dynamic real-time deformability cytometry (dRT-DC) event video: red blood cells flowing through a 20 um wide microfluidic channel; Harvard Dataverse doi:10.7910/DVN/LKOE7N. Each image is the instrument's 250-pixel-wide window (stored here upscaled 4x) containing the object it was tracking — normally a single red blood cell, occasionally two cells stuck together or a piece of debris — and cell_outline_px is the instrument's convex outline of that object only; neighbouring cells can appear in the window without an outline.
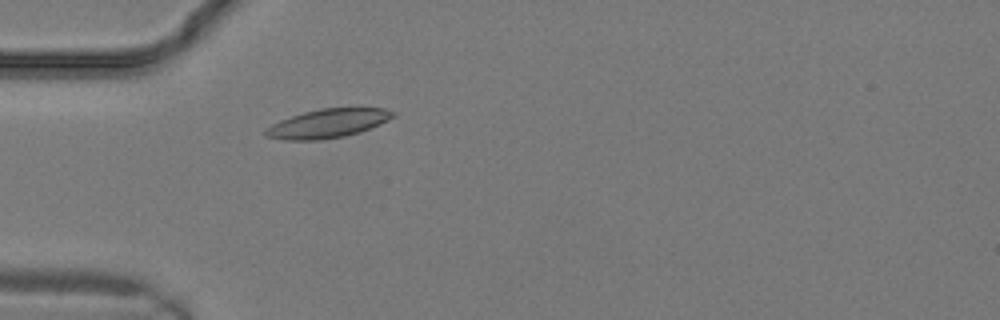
{"species": "common noctule bat (a hibernating species)", "species_latin": "Nyctalus noctula", "temperature_condition": "warm", "stored_images_in_passage": 6, "camera_frame_rate_fps": 3000, "um_per_image_px": 0.085, "animal": {"sex": "male", "body_mass_g": 19.2, "forearm_length_mm": 51.8}, "frame": {"image": 1, "passage_image": 1, "time_ms": 0.0, "image_size_px": [1000, 320], "cell_outline_px": [[396, 116], [380, 124], [360, 132], [344, 136], [316, 140], [284, 140], [264, 136], [264, 132], [272, 124], [280, 120], [304, 112], [320, 108], [384, 108], [396, 112]], "centroid_in_image_um": [27.88, 10.49], "position_along_channel_um": 57.1, "area_um2": 21.33}}
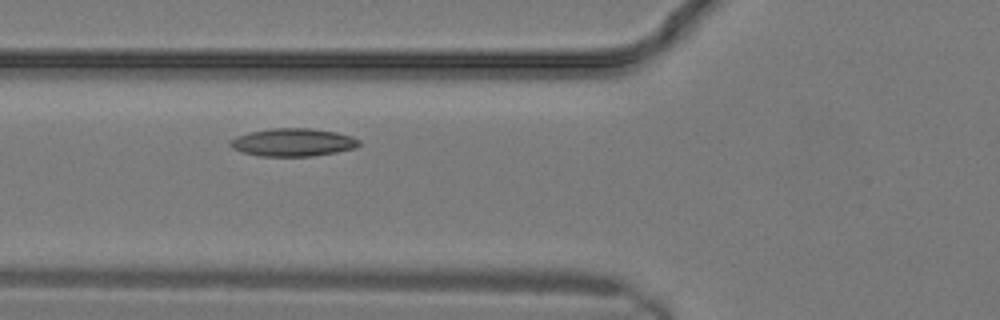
{"frame": {"image": 2, "passage_image": 3, "time_ms": 0.667, "image_size_px": [1000, 320], "cell_outline_px": [[360, 144], [356, 148], [336, 152], [312, 156], [260, 156], [240, 152], [232, 148], [228, 144], [228, 140], [236, 136], [252, 132], [272, 128], [312, 128], [336, 132], [352, 136], [360, 140]], "centroid_in_image_um": [24.89, 12.1], "position_along_channel_um": 100.9, "area_um2": 21.1}}
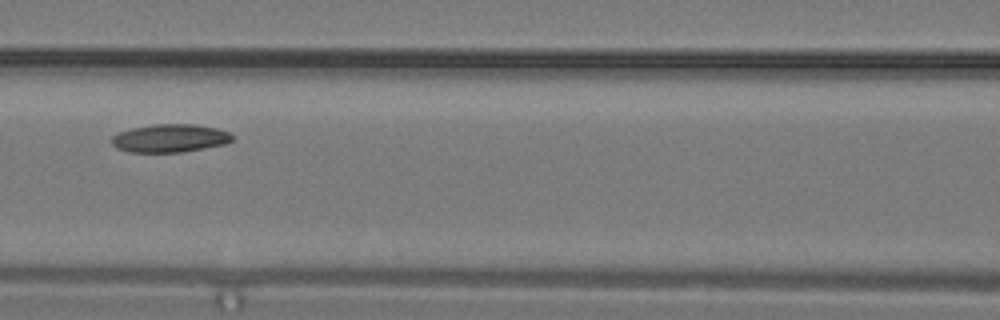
{"frame": {"image": 3, "passage_image": 5, "time_ms": 1.333, "image_size_px": [1000, 320], "cell_outline_px": [[236, 140], [224, 144], [184, 152], [128, 152], [116, 148], [112, 144], [112, 136], [116, 132], [132, 128], [152, 124], [196, 124], [216, 128], [228, 132], [236, 136]], "centroid_in_image_um": [14.46, 11.74], "position_along_channel_um": 152.1, "area_um2": 20.06}}